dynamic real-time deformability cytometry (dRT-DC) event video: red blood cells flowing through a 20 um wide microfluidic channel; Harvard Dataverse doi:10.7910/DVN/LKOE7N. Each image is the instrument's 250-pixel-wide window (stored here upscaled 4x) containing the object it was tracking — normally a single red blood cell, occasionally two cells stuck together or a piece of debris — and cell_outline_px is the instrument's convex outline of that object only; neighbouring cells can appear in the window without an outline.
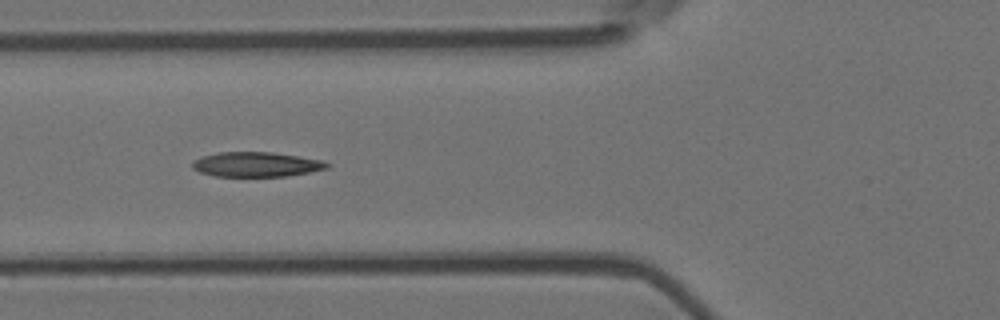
{"species": "Egyptian fruit bat (a non-hibernating species)", "species_latin": "Rousettus aegyptiacus", "temperature_condition": "room temperature", "stored_images_in_passage": 8, "camera_frame_rate_fps": 3000, "um_per_image_px": 0.085, "animal": {"sex": "female"}, "frame": {"image": 1, "passage_image": 6, "time_ms": 1.667, "image_size_px": [1000, 320], "cell_outline_px": [[332, 164], [328, 168], [308, 172], [284, 176], [216, 176], [200, 172], [192, 168], [192, 160], [200, 156], [220, 152], [272, 152], [320, 160]], "centroid_in_image_um": [21.74, 13.97], "position_along_channel_um": 104.1, "area_um2": 19.31}}
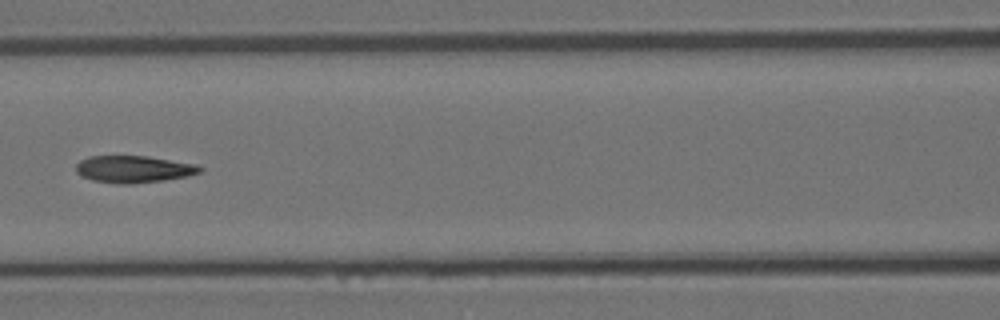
{"frame": {"image": 2, "passage_image": 7, "time_ms": 2.0, "image_size_px": [1000, 320], "cell_outline_px": [[204, 168], [200, 172], [188, 176], [164, 180], [132, 184], [116, 184], [92, 180], [80, 176], [76, 172], [76, 164], [80, 160], [88, 156], [148, 156], [196, 164]], "centroid_in_image_um": [11.34, 14.38], "position_along_channel_um": 155.3, "area_um2": 19.71}}
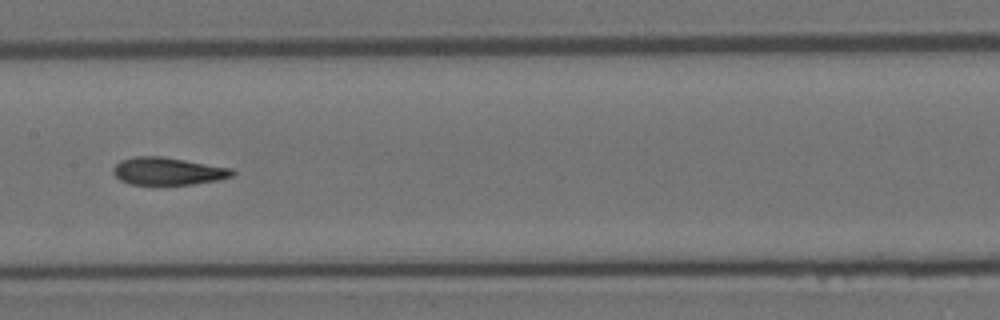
{"frame": {"image": 3, "passage_image": 8, "time_ms": 2.333, "image_size_px": [1000, 320], "cell_outline_px": [[236, 172], [232, 176], [220, 180], [192, 184], [132, 184], [120, 180], [112, 172], [112, 168], [120, 160], [136, 156], [160, 156], [232, 168]], "centroid_in_image_um": [14.27, 14.55], "position_along_channel_um": 193.1, "area_um2": 19.02}}